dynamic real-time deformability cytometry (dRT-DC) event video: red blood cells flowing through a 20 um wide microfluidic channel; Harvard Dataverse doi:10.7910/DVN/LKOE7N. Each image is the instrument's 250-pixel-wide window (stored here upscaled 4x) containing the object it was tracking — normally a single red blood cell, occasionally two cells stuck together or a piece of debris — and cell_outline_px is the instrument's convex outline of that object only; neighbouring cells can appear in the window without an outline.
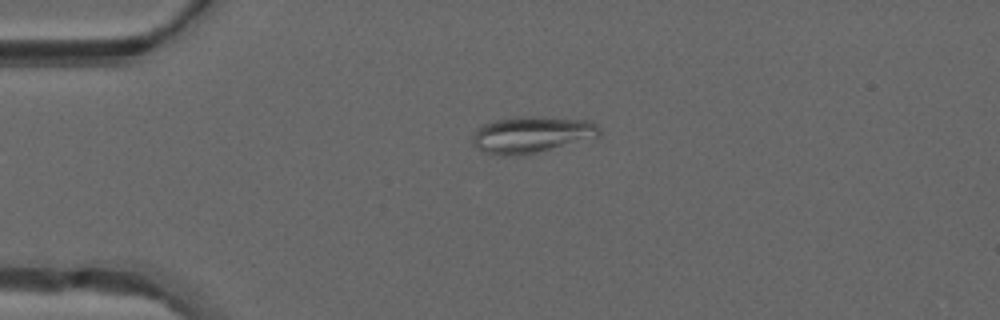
{"species": "common noctule bat (a hibernating species)", "species_latin": "Nyctalus noctula", "temperature_condition": "warm", "stored_images_in_passage": 37, "camera_frame_rate_fps": 3000, "um_per_image_px": 0.085, "animal": {"sex": "male", "forearm_length_mm": 52.5}, "frame": {"image": 1, "passage_image": 1, "time_ms": 0.0, "image_size_px": [1000, 320], "cell_outline_px": [[600, 136], [532, 152], [508, 156], [500, 156], [484, 152], [476, 148], [472, 144], [472, 136], [480, 124], [492, 120], [516, 116], [544, 116], [588, 120], [596, 124], [600, 128]], "centroid_in_image_um": [45.11, 11.4], "position_along_channel_um": 39.9, "area_um2": 26.93}}
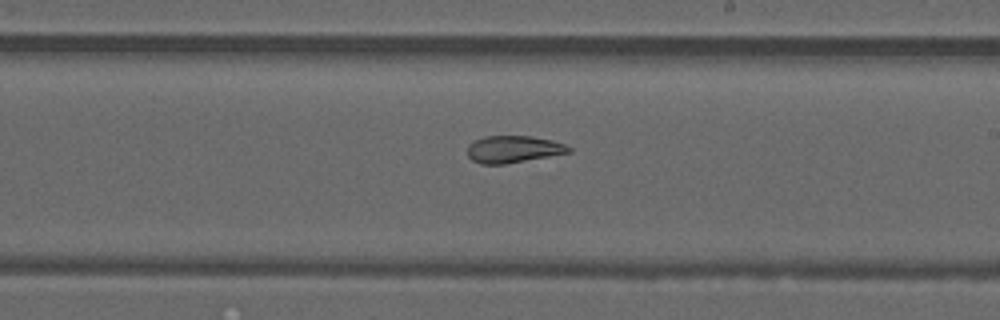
{"frame": {"image": 2, "passage_image": 18, "time_ms": 5.667, "image_size_px": [1000, 320], "cell_outline_px": [[572, 152], [504, 164], [480, 164], [472, 160], [468, 156], [468, 144], [472, 140], [484, 136], [532, 136], [552, 140], [564, 144], [572, 148]], "centroid_in_image_um": [43.61, 12.67], "position_along_channel_um": 245.4, "area_um2": 16.07}}
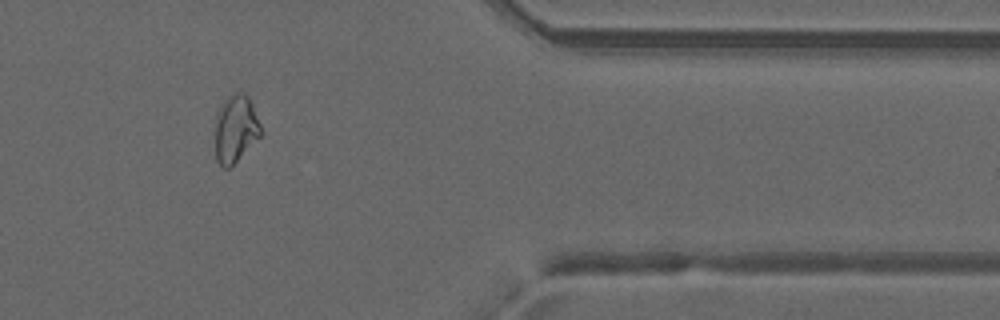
{"frame": {"image": 3, "passage_image": 30, "time_ms": 9.667, "image_size_px": [1000, 320], "cell_outline_px": [[260, 136], [228, 168], [224, 168], [216, 160], [216, 112], [228, 96], [236, 92], [244, 92], [248, 96], [252, 104], [260, 124]], "centroid_in_image_um": [20.01, 10.91], "position_along_channel_um": 391.4, "area_um2": 17.51}, "authors_computed_cell_mechanics": {"area_um2": 17.6868, "velocity_mm_per_s": 4.1927, "shape_relaxation_time_tau1_ms": null, "shape_relaxation_time_tau2_ms": 2.0064, "deformation_change_tau1": null, "deformation_change_tau2": 0.0824}}